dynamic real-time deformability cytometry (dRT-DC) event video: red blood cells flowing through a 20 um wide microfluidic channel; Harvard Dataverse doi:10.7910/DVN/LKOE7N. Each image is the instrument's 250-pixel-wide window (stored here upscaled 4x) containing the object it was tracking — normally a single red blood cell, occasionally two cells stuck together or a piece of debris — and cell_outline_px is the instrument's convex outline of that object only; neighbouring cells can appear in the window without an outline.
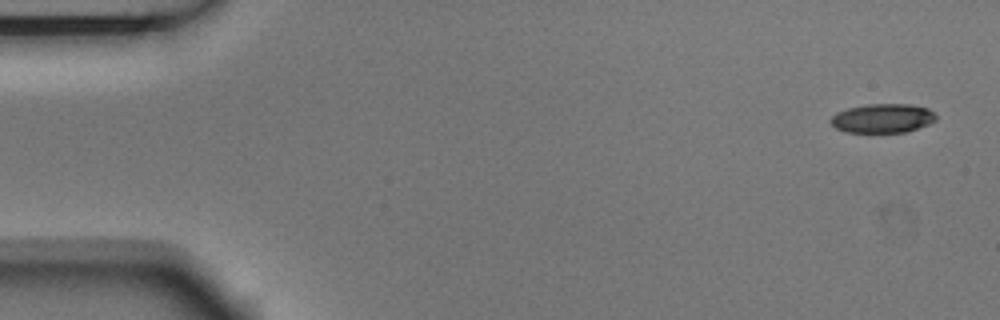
{"species": "Egyptian fruit bat (a non-hibernating species)", "species_latin": "Rousettus aegyptiacus", "temperature_condition": "room temperature", "stored_images_in_passage": 4, "camera_frame_rate_fps": 3000, "um_per_image_px": 0.085, "animal": {"sex": "male"}, "frame": {"image": 1, "passage_image": 1, "time_ms": 0.0, "image_size_px": [1000, 320], "cell_outline_px": [[936, 120], [928, 124], [904, 132], [844, 132], [836, 128], [828, 120], [836, 112], [848, 108], [868, 104], [912, 104], [928, 108], [936, 112]], "centroid_in_image_um": [75.02, 10.04], "position_along_channel_um": 10.0, "area_um2": 17.92}}
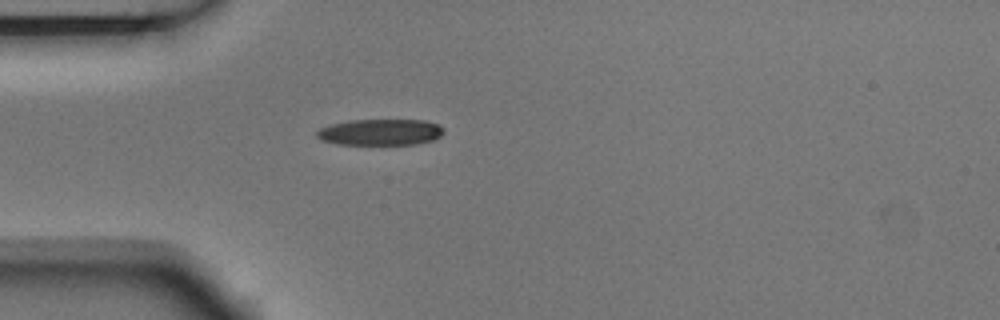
{"frame": {"image": 2, "passage_image": 4, "time_ms": 1.0, "image_size_px": [1000, 320], "cell_outline_px": [[444, 132], [440, 136], [432, 140], [416, 144], [336, 144], [320, 140], [316, 136], [316, 132], [320, 128], [332, 124], [348, 120], [424, 120], [440, 124], [444, 128]], "centroid_in_image_um": [32.33, 11.23], "position_along_channel_um": 52.7, "area_um2": 19.48}}